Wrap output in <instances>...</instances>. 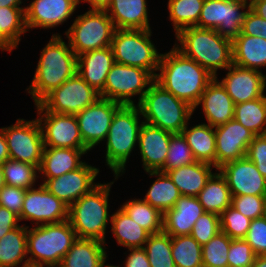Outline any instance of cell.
<instances>
[{
	"label": "cell",
	"instance_id": "1",
	"mask_svg": "<svg viewBox=\"0 0 266 267\" xmlns=\"http://www.w3.org/2000/svg\"><path fill=\"white\" fill-rule=\"evenodd\" d=\"M155 81L178 99L195 108L202 93L214 77L174 46L162 53Z\"/></svg>",
	"mask_w": 266,
	"mask_h": 267
},
{
	"label": "cell",
	"instance_id": "2",
	"mask_svg": "<svg viewBox=\"0 0 266 267\" xmlns=\"http://www.w3.org/2000/svg\"><path fill=\"white\" fill-rule=\"evenodd\" d=\"M77 55L59 33L40 52L31 84L26 88L34 104L39 103L53 89L62 85L77 73Z\"/></svg>",
	"mask_w": 266,
	"mask_h": 267
},
{
	"label": "cell",
	"instance_id": "3",
	"mask_svg": "<svg viewBox=\"0 0 266 267\" xmlns=\"http://www.w3.org/2000/svg\"><path fill=\"white\" fill-rule=\"evenodd\" d=\"M175 37L177 43L174 47L204 67L214 78L218 77L219 69L226 70L233 64L232 41L214 29L187 27Z\"/></svg>",
	"mask_w": 266,
	"mask_h": 267
},
{
	"label": "cell",
	"instance_id": "4",
	"mask_svg": "<svg viewBox=\"0 0 266 267\" xmlns=\"http://www.w3.org/2000/svg\"><path fill=\"white\" fill-rule=\"evenodd\" d=\"M114 177L109 183H99L69 207L68 220L77 238L96 239L106 243L107 225L111 221L108 210L110 190L119 176Z\"/></svg>",
	"mask_w": 266,
	"mask_h": 267
},
{
	"label": "cell",
	"instance_id": "5",
	"mask_svg": "<svg viewBox=\"0 0 266 267\" xmlns=\"http://www.w3.org/2000/svg\"><path fill=\"white\" fill-rule=\"evenodd\" d=\"M140 108L135 105H122L114 114L106 136V165L114 176H122L131 153L138 144L139 132L144 123Z\"/></svg>",
	"mask_w": 266,
	"mask_h": 267
},
{
	"label": "cell",
	"instance_id": "6",
	"mask_svg": "<svg viewBox=\"0 0 266 267\" xmlns=\"http://www.w3.org/2000/svg\"><path fill=\"white\" fill-rule=\"evenodd\" d=\"M29 227L27 226L29 266L58 267L77 239L69 220Z\"/></svg>",
	"mask_w": 266,
	"mask_h": 267
},
{
	"label": "cell",
	"instance_id": "7",
	"mask_svg": "<svg viewBox=\"0 0 266 267\" xmlns=\"http://www.w3.org/2000/svg\"><path fill=\"white\" fill-rule=\"evenodd\" d=\"M145 123L172 134H180L189 124L194 108L154 81L138 104Z\"/></svg>",
	"mask_w": 266,
	"mask_h": 267
},
{
	"label": "cell",
	"instance_id": "8",
	"mask_svg": "<svg viewBox=\"0 0 266 267\" xmlns=\"http://www.w3.org/2000/svg\"><path fill=\"white\" fill-rule=\"evenodd\" d=\"M151 36V29H115L111 44L115 62L140 67L155 77L162 53L158 52Z\"/></svg>",
	"mask_w": 266,
	"mask_h": 267
},
{
	"label": "cell",
	"instance_id": "9",
	"mask_svg": "<svg viewBox=\"0 0 266 267\" xmlns=\"http://www.w3.org/2000/svg\"><path fill=\"white\" fill-rule=\"evenodd\" d=\"M114 31V24L105 9H89L84 14L77 15L64 35L78 56L111 46Z\"/></svg>",
	"mask_w": 266,
	"mask_h": 267
},
{
	"label": "cell",
	"instance_id": "10",
	"mask_svg": "<svg viewBox=\"0 0 266 267\" xmlns=\"http://www.w3.org/2000/svg\"><path fill=\"white\" fill-rule=\"evenodd\" d=\"M154 81L155 77L145 69L115 62L100 97L121 105H135L132 97L138 95V105Z\"/></svg>",
	"mask_w": 266,
	"mask_h": 267
},
{
	"label": "cell",
	"instance_id": "11",
	"mask_svg": "<svg viewBox=\"0 0 266 267\" xmlns=\"http://www.w3.org/2000/svg\"><path fill=\"white\" fill-rule=\"evenodd\" d=\"M1 130L5 135L9 159L29 163L39 169L44 142L38 120L18 118L14 125L2 127Z\"/></svg>",
	"mask_w": 266,
	"mask_h": 267
},
{
	"label": "cell",
	"instance_id": "12",
	"mask_svg": "<svg viewBox=\"0 0 266 267\" xmlns=\"http://www.w3.org/2000/svg\"><path fill=\"white\" fill-rule=\"evenodd\" d=\"M249 9L247 4L234 0H205L195 27L214 29L222 37L233 41L242 32Z\"/></svg>",
	"mask_w": 266,
	"mask_h": 267
},
{
	"label": "cell",
	"instance_id": "13",
	"mask_svg": "<svg viewBox=\"0 0 266 267\" xmlns=\"http://www.w3.org/2000/svg\"><path fill=\"white\" fill-rule=\"evenodd\" d=\"M99 98L100 93L76 73L62 85L48 93L39 104L49 112L77 115Z\"/></svg>",
	"mask_w": 266,
	"mask_h": 267
},
{
	"label": "cell",
	"instance_id": "14",
	"mask_svg": "<svg viewBox=\"0 0 266 267\" xmlns=\"http://www.w3.org/2000/svg\"><path fill=\"white\" fill-rule=\"evenodd\" d=\"M37 120L41 127L44 147L87 149L84 146L75 115L46 111L39 103Z\"/></svg>",
	"mask_w": 266,
	"mask_h": 267
},
{
	"label": "cell",
	"instance_id": "15",
	"mask_svg": "<svg viewBox=\"0 0 266 267\" xmlns=\"http://www.w3.org/2000/svg\"><path fill=\"white\" fill-rule=\"evenodd\" d=\"M69 207L50 193L43 184L27 189L20 214V221H31L37 226L68 220Z\"/></svg>",
	"mask_w": 266,
	"mask_h": 267
},
{
	"label": "cell",
	"instance_id": "16",
	"mask_svg": "<svg viewBox=\"0 0 266 267\" xmlns=\"http://www.w3.org/2000/svg\"><path fill=\"white\" fill-rule=\"evenodd\" d=\"M121 106L118 102L100 97L75 115L84 146L89 152L105 141L113 116Z\"/></svg>",
	"mask_w": 266,
	"mask_h": 267
},
{
	"label": "cell",
	"instance_id": "17",
	"mask_svg": "<svg viewBox=\"0 0 266 267\" xmlns=\"http://www.w3.org/2000/svg\"><path fill=\"white\" fill-rule=\"evenodd\" d=\"M99 172V168L84 162L79 168L52 179H44L40 184L70 207L99 184L94 182Z\"/></svg>",
	"mask_w": 266,
	"mask_h": 267
},
{
	"label": "cell",
	"instance_id": "18",
	"mask_svg": "<svg viewBox=\"0 0 266 267\" xmlns=\"http://www.w3.org/2000/svg\"><path fill=\"white\" fill-rule=\"evenodd\" d=\"M225 178L231 196L266 195V178L246 156L218 168Z\"/></svg>",
	"mask_w": 266,
	"mask_h": 267
},
{
	"label": "cell",
	"instance_id": "19",
	"mask_svg": "<svg viewBox=\"0 0 266 267\" xmlns=\"http://www.w3.org/2000/svg\"><path fill=\"white\" fill-rule=\"evenodd\" d=\"M214 129L216 134V169L225 163L245 157L250 142L256 136L234 118L225 124L214 127Z\"/></svg>",
	"mask_w": 266,
	"mask_h": 267
},
{
	"label": "cell",
	"instance_id": "20",
	"mask_svg": "<svg viewBox=\"0 0 266 267\" xmlns=\"http://www.w3.org/2000/svg\"><path fill=\"white\" fill-rule=\"evenodd\" d=\"M226 76L219 82L225 88L234 104H241L265 95L266 74L262 71L232 64L226 69Z\"/></svg>",
	"mask_w": 266,
	"mask_h": 267
},
{
	"label": "cell",
	"instance_id": "21",
	"mask_svg": "<svg viewBox=\"0 0 266 267\" xmlns=\"http://www.w3.org/2000/svg\"><path fill=\"white\" fill-rule=\"evenodd\" d=\"M78 5V0H32L25 6L27 31L59 27L73 16Z\"/></svg>",
	"mask_w": 266,
	"mask_h": 267
},
{
	"label": "cell",
	"instance_id": "22",
	"mask_svg": "<svg viewBox=\"0 0 266 267\" xmlns=\"http://www.w3.org/2000/svg\"><path fill=\"white\" fill-rule=\"evenodd\" d=\"M173 134L143 123L139 132L138 150L140 151L142 166L145 172L161 171L165 163L170 138Z\"/></svg>",
	"mask_w": 266,
	"mask_h": 267
},
{
	"label": "cell",
	"instance_id": "23",
	"mask_svg": "<svg viewBox=\"0 0 266 267\" xmlns=\"http://www.w3.org/2000/svg\"><path fill=\"white\" fill-rule=\"evenodd\" d=\"M199 105L202 107L207 124L212 127L225 124L234 117L235 104L218 77L207 85L194 111Z\"/></svg>",
	"mask_w": 266,
	"mask_h": 267
},
{
	"label": "cell",
	"instance_id": "24",
	"mask_svg": "<svg viewBox=\"0 0 266 267\" xmlns=\"http://www.w3.org/2000/svg\"><path fill=\"white\" fill-rule=\"evenodd\" d=\"M205 213L197 197L181 196L163 214V232L170 236L190 235L197 219Z\"/></svg>",
	"mask_w": 266,
	"mask_h": 267
},
{
	"label": "cell",
	"instance_id": "25",
	"mask_svg": "<svg viewBox=\"0 0 266 267\" xmlns=\"http://www.w3.org/2000/svg\"><path fill=\"white\" fill-rule=\"evenodd\" d=\"M115 63L111 46L77 56V73L98 93L104 89L107 75Z\"/></svg>",
	"mask_w": 266,
	"mask_h": 267
},
{
	"label": "cell",
	"instance_id": "26",
	"mask_svg": "<svg viewBox=\"0 0 266 267\" xmlns=\"http://www.w3.org/2000/svg\"><path fill=\"white\" fill-rule=\"evenodd\" d=\"M147 0H111L105 10L115 29L149 30Z\"/></svg>",
	"mask_w": 266,
	"mask_h": 267
},
{
	"label": "cell",
	"instance_id": "27",
	"mask_svg": "<svg viewBox=\"0 0 266 267\" xmlns=\"http://www.w3.org/2000/svg\"><path fill=\"white\" fill-rule=\"evenodd\" d=\"M88 149L44 147L38 174L52 179L79 168Z\"/></svg>",
	"mask_w": 266,
	"mask_h": 267
},
{
	"label": "cell",
	"instance_id": "28",
	"mask_svg": "<svg viewBox=\"0 0 266 267\" xmlns=\"http://www.w3.org/2000/svg\"><path fill=\"white\" fill-rule=\"evenodd\" d=\"M106 244L96 239L77 238L58 267H101L108 259Z\"/></svg>",
	"mask_w": 266,
	"mask_h": 267
},
{
	"label": "cell",
	"instance_id": "29",
	"mask_svg": "<svg viewBox=\"0 0 266 267\" xmlns=\"http://www.w3.org/2000/svg\"><path fill=\"white\" fill-rule=\"evenodd\" d=\"M213 165L196 161L191 165L182 166L166 173L179 189L181 195L197 197L210 176L214 173Z\"/></svg>",
	"mask_w": 266,
	"mask_h": 267
},
{
	"label": "cell",
	"instance_id": "30",
	"mask_svg": "<svg viewBox=\"0 0 266 267\" xmlns=\"http://www.w3.org/2000/svg\"><path fill=\"white\" fill-rule=\"evenodd\" d=\"M233 64L262 71L266 67V40L261 37L240 35L232 41Z\"/></svg>",
	"mask_w": 266,
	"mask_h": 267
},
{
	"label": "cell",
	"instance_id": "31",
	"mask_svg": "<svg viewBox=\"0 0 266 267\" xmlns=\"http://www.w3.org/2000/svg\"><path fill=\"white\" fill-rule=\"evenodd\" d=\"M181 134L190 146L196 161L211 164L216 168V134L214 127L205 122L190 126V128L187 124Z\"/></svg>",
	"mask_w": 266,
	"mask_h": 267
},
{
	"label": "cell",
	"instance_id": "32",
	"mask_svg": "<svg viewBox=\"0 0 266 267\" xmlns=\"http://www.w3.org/2000/svg\"><path fill=\"white\" fill-rule=\"evenodd\" d=\"M26 7L0 8V50L12 52L17 49L24 33L28 32L25 24Z\"/></svg>",
	"mask_w": 266,
	"mask_h": 267
},
{
	"label": "cell",
	"instance_id": "33",
	"mask_svg": "<svg viewBox=\"0 0 266 267\" xmlns=\"http://www.w3.org/2000/svg\"><path fill=\"white\" fill-rule=\"evenodd\" d=\"M28 266L27 226L23 224L12 229L0 239V267Z\"/></svg>",
	"mask_w": 266,
	"mask_h": 267
},
{
	"label": "cell",
	"instance_id": "34",
	"mask_svg": "<svg viewBox=\"0 0 266 267\" xmlns=\"http://www.w3.org/2000/svg\"><path fill=\"white\" fill-rule=\"evenodd\" d=\"M205 212L221 215L231 206L232 196L223 175L216 169L197 196Z\"/></svg>",
	"mask_w": 266,
	"mask_h": 267
},
{
	"label": "cell",
	"instance_id": "35",
	"mask_svg": "<svg viewBox=\"0 0 266 267\" xmlns=\"http://www.w3.org/2000/svg\"><path fill=\"white\" fill-rule=\"evenodd\" d=\"M111 231L118 245L128 248H143L149 233L136 223L121 208L111 214Z\"/></svg>",
	"mask_w": 266,
	"mask_h": 267
},
{
	"label": "cell",
	"instance_id": "36",
	"mask_svg": "<svg viewBox=\"0 0 266 267\" xmlns=\"http://www.w3.org/2000/svg\"><path fill=\"white\" fill-rule=\"evenodd\" d=\"M146 173L150 177L155 176L156 180L152 182L143 200L164 214L175 206V203L182 195L167 173L161 171Z\"/></svg>",
	"mask_w": 266,
	"mask_h": 267
},
{
	"label": "cell",
	"instance_id": "37",
	"mask_svg": "<svg viewBox=\"0 0 266 267\" xmlns=\"http://www.w3.org/2000/svg\"><path fill=\"white\" fill-rule=\"evenodd\" d=\"M233 118L256 136L266 134L265 95L251 101L235 104Z\"/></svg>",
	"mask_w": 266,
	"mask_h": 267
},
{
	"label": "cell",
	"instance_id": "38",
	"mask_svg": "<svg viewBox=\"0 0 266 267\" xmlns=\"http://www.w3.org/2000/svg\"><path fill=\"white\" fill-rule=\"evenodd\" d=\"M120 208L150 235L163 231V214L143 199H129Z\"/></svg>",
	"mask_w": 266,
	"mask_h": 267
},
{
	"label": "cell",
	"instance_id": "39",
	"mask_svg": "<svg viewBox=\"0 0 266 267\" xmlns=\"http://www.w3.org/2000/svg\"><path fill=\"white\" fill-rule=\"evenodd\" d=\"M205 0H168L169 20L175 35L187 27H195Z\"/></svg>",
	"mask_w": 266,
	"mask_h": 267
},
{
	"label": "cell",
	"instance_id": "40",
	"mask_svg": "<svg viewBox=\"0 0 266 267\" xmlns=\"http://www.w3.org/2000/svg\"><path fill=\"white\" fill-rule=\"evenodd\" d=\"M175 267H203L202 246L191 236H171Z\"/></svg>",
	"mask_w": 266,
	"mask_h": 267
},
{
	"label": "cell",
	"instance_id": "41",
	"mask_svg": "<svg viewBox=\"0 0 266 267\" xmlns=\"http://www.w3.org/2000/svg\"><path fill=\"white\" fill-rule=\"evenodd\" d=\"M5 185L31 189L36 186L38 168L32 164L8 159L2 165Z\"/></svg>",
	"mask_w": 266,
	"mask_h": 267
},
{
	"label": "cell",
	"instance_id": "42",
	"mask_svg": "<svg viewBox=\"0 0 266 267\" xmlns=\"http://www.w3.org/2000/svg\"><path fill=\"white\" fill-rule=\"evenodd\" d=\"M150 267H175L171 253V236L165 232L149 235L144 247Z\"/></svg>",
	"mask_w": 266,
	"mask_h": 267
},
{
	"label": "cell",
	"instance_id": "43",
	"mask_svg": "<svg viewBox=\"0 0 266 267\" xmlns=\"http://www.w3.org/2000/svg\"><path fill=\"white\" fill-rule=\"evenodd\" d=\"M231 238L220 231L202 246L203 267H228V251Z\"/></svg>",
	"mask_w": 266,
	"mask_h": 267
},
{
	"label": "cell",
	"instance_id": "44",
	"mask_svg": "<svg viewBox=\"0 0 266 267\" xmlns=\"http://www.w3.org/2000/svg\"><path fill=\"white\" fill-rule=\"evenodd\" d=\"M196 162L190 146L183 135L173 134L170 138L167 157L163 165V172L191 165Z\"/></svg>",
	"mask_w": 266,
	"mask_h": 267
},
{
	"label": "cell",
	"instance_id": "45",
	"mask_svg": "<svg viewBox=\"0 0 266 267\" xmlns=\"http://www.w3.org/2000/svg\"><path fill=\"white\" fill-rule=\"evenodd\" d=\"M250 223L251 219L245 217L232 206H229L220 215L221 231L231 239H244Z\"/></svg>",
	"mask_w": 266,
	"mask_h": 267
},
{
	"label": "cell",
	"instance_id": "46",
	"mask_svg": "<svg viewBox=\"0 0 266 267\" xmlns=\"http://www.w3.org/2000/svg\"><path fill=\"white\" fill-rule=\"evenodd\" d=\"M220 231V216L214 213L205 212L195 222L190 235L203 246Z\"/></svg>",
	"mask_w": 266,
	"mask_h": 267
},
{
	"label": "cell",
	"instance_id": "47",
	"mask_svg": "<svg viewBox=\"0 0 266 267\" xmlns=\"http://www.w3.org/2000/svg\"><path fill=\"white\" fill-rule=\"evenodd\" d=\"M266 195L232 196L231 206L253 220L265 216Z\"/></svg>",
	"mask_w": 266,
	"mask_h": 267
},
{
	"label": "cell",
	"instance_id": "48",
	"mask_svg": "<svg viewBox=\"0 0 266 267\" xmlns=\"http://www.w3.org/2000/svg\"><path fill=\"white\" fill-rule=\"evenodd\" d=\"M227 257L228 267H251L256 254L245 239H232Z\"/></svg>",
	"mask_w": 266,
	"mask_h": 267
},
{
	"label": "cell",
	"instance_id": "49",
	"mask_svg": "<svg viewBox=\"0 0 266 267\" xmlns=\"http://www.w3.org/2000/svg\"><path fill=\"white\" fill-rule=\"evenodd\" d=\"M244 239L251 246L256 256L266 255V216L251 220Z\"/></svg>",
	"mask_w": 266,
	"mask_h": 267
},
{
	"label": "cell",
	"instance_id": "50",
	"mask_svg": "<svg viewBox=\"0 0 266 267\" xmlns=\"http://www.w3.org/2000/svg\"><path fill=\"white\" fill-rule=\"evenodd\" d=\"M25 192L26 189L4 185L0 189V206L16 214L20 220Z\"/></svg>",
	"mask_w": 266,
	"mask_h": 267
},
{
	"label": "cell",
	"instance_id": "51",
	"mask_svg": "<svg viewBox=\"0 0 266 267\" xmlns=\"http://www.w3.org/2000/svg\"><path fill=\"white\" fill-rule=\"evenodd\" d=\"M246 157L255 164L257 170L266 178V134L254 137L247 148Z\"/></svg>",
	"mask_w": 266,
	"mask_h": 267
},
{
	"label": "cell",
	"instance_id": "52",
	"mask_svg": "<svg viewBox=\"0 0 266 267\" xmlns=\"http://www.w3.org/2000/svg\"><path fill=\"white\" fill-rule=\"evenodd\" d=\"M242 33L266 40V20L249 9L244 17Z\"/></svg>",
	"mask_w": 266,
	"mask_h": 267
},
{
	"label": "cell",
	"instance_id": "53",
	"mask_svg": "<svg viewBox=\"0 0 266 267\" xmlns=\"http://www.w3.org/2000/svg\"><path fill=\"white\" fill-rule=\"evenodd\" d=\"M130 253L126 255L124 267H150L147 253L144 248H128Z\"/></svg>",
	"mask_w": 266,
	"mask_h": 267
},
{
	"label": "cell",
	"instance_id": "54",
	"mask_svg": "<svg viewBox=\"0 0 266 267\" xmlns=\"http://www.w3.org/2000/svg\"><path fill=\"white\" fill-rule=\"evenodd\" d=\"M19 217L5 207L0 206V239L12 229L20 226Z\"/></svg>",
	"mask_w": 266,
	"mask_h": 267
},
{
	"label": "cell",
	"instance_id": "55",
	"mask_svg": "<svg viewBox=\"0 0 266 267\" xmlns=\"http://www.w3.org/2000/svg\"><path fill=\"white\" fill-rule=\"evenodd\" d=\"M250 9L266 20V0H254Z\"/></svg>",
	"mask_w": 266,
	"mask_h": 267
},
{
	"label": "cell",
	"instance_id": "56",
	"mask_svg": "<svg viewBox=\"0 0 266 267\" xmlns=\"http://www.w3.org/2000/svg\"><path fill=\"white\" fill-rule=\"evenodd\" d=\"M9 159L8 146L6 143L5 135L0 128V165Z\"/></svg>",
	"mask_w": 266,
	"mask_h": 267
},
{
	"label": "cell",
	"instance_id": "57",
	"mask_svg": "<svg viewBox=\"0 0 266 267\" xmlns=\"http://www.w3.org/2000/svg\"><path fill=\"white\" fill-rule=\"evenodd\" d=\"M111 0H78V3H89V9H105Z\"/></svg>",
	"mask_w": 266,
	"mask_h": 267
},
{
	"label": "cell",
	"instance_id": "58",
	"mask_svg": "<svg viewBox=\"0 0 266 267\" xmlns=\"http://www.w3.org/2000/svg\"><path fill=\"white\" fill-rule=\"evenodd\" d=\"M23 0H0L1 7H21Z\"/></svg>",
	"mask_w": 266,
	"mask_h": 267
},
{
	"label": "cell",
	"instance_id": "59",
	"mask_svg": "<svg viewBox=\"0 0 266 267\" xmlns=\"http://www.w3.org/2000/svg\"><path fill=\"white\" fill-rule=\"evenodd\" d=\"M251 267H266V255L256 256L254 263Z\"/></svg>",
	"mask_w": 266,
	"mask_h": 267
},
{
	"label": "cell",
	"instance_id": "60",
	"mask_svg": "<svg viewBox=\"0 0 266 267\" xmlns=\"http://www.w3.org/2000/svg\"><path fill=\"white\" fill-rule=\"evenodd\" d=\"M5 185L2 166L0 165V189Z\"/></svg>",
	"mask_w": 266,
	"mask_h": 267
},
{
	"label": "cell",
	"instance_id": "61",
	"mask_svg": "<svg viewBox=\"0 0 266 267\" xmlns=\"http://www.w3.org/2000/svg\"><path fill=\"white\" fill-rule=\"evenodd\" d=\"M234 1H238V2H242L247 4L248 6H251L252 3L254 2V0H234Z\"/></svg>",
	"mask_w": 266,
	"mask_h": 267
},
{
	"label": "cell",
	"instance_id": "62",
	"mask_svg": "<svg viewBox=\"0 0 266 267\" xmlns=\"http://www.w3.org/2000/svg\"><path fill=\"white\" fill-rule=\"evenodd\" d=\"M106 263V260L102 263V266L101 267H121V266H115V265H113V264H105Z\"/></svg>",
	"mask_w": 266,
	"mask_h": 267
}]
</instances>
